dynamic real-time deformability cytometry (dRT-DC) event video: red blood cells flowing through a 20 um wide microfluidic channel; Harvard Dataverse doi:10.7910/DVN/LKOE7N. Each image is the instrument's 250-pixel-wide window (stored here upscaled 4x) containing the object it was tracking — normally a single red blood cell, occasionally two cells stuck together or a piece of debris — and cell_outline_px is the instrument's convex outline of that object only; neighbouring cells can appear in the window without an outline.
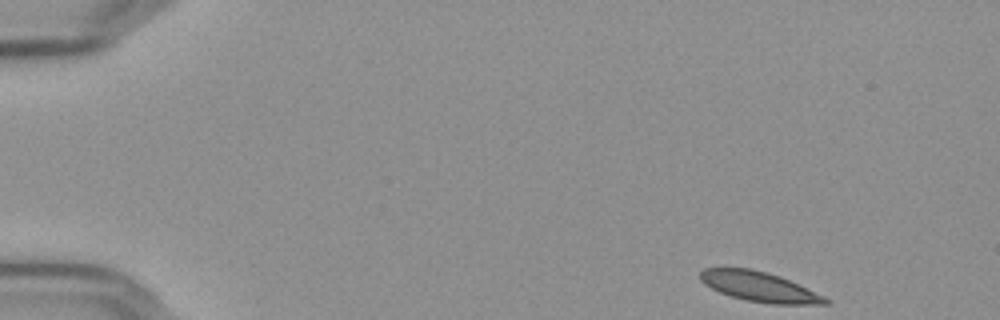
{"species": "Egyptian fruit bat (a non-hibernating species)", "species_latin": "Rousettus aegyptiacus", "temperature_condition": "cold", "stored_images_in_passage": 51, "camera_frame_rate_fps": 3000, "um_per_image_px": 0.085, "frame": {"image": 1, "passage_image": 1, "time_ms": 0.0, "image_size_px": [1000, 320], "cell_outline_px": [[828, 304], [772, 304], [744, 300], [720, 292], [704, 284], [700, 280], [700, 272], [704, 268], [752, 268], [780, 276], [824, 296], [828, 300]], "centroid_in_image_um": [64.51, 24.36], "position_along_channel_um": 20.5, "area_um2": 21.56}}
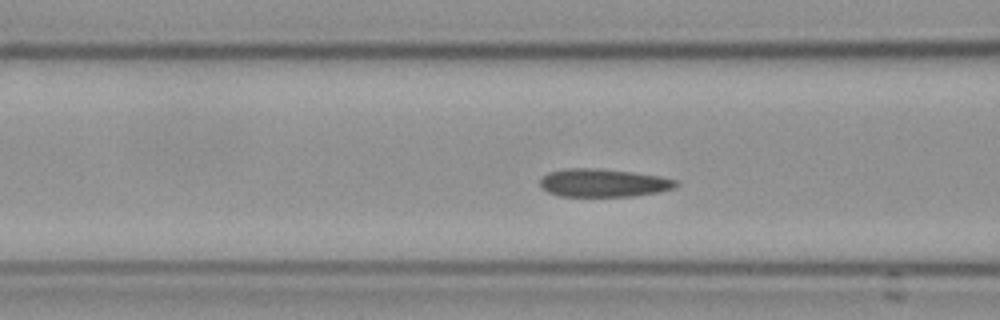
{"frame": {"image": 2, "passage_image": 18, "time_ms": 5.667, "image_size_px": [1000, 320], "cell_outline_px": [[680, 184], [676, 188], [656, 192], [632, 196], [560, 196], [548, 192], [540, 188], [540, 180], [548, 172], [568, 168], [596, 168], [632, 172], [660, 176], [676, 180]], "centroid_in_image_um": [51.28, 15.54], "position_along_channel_um": 115.3, "area_um2": 22.25}}
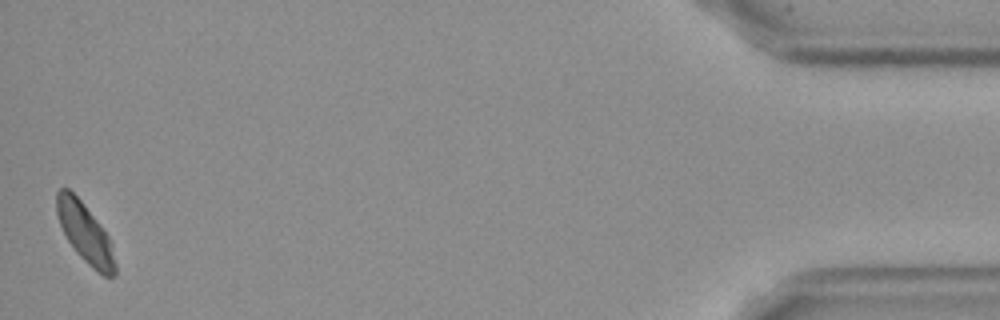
{"frame": {"image": 3, "passage_image": 51, "time_ms": 16.667, "image_size_px": [1000, 320], "cell_outline_px": [[116, 276], [104, 276], [96, 272], [76, 252], [68, 240], [60, 224], [56, 212], [56, 192], [60, 188], [68, 188], [84, 204], [108, 236], [116, 264]], "centroid_in_image_um": [7.22, 19.82], "position_along_channel_um": 428.0, "area_um2": 19.94}, "authors_computed_cell_mechanics": {"area_um2": 22.0218, "velocity_mm_per_s": 3.5979, "shape_relaxation_time_tau1_ms": 7.0055, "shape_relaxation_time_tau2_ms": 1.2874, "deformation_change_tau1": 0.1209, "deformation_change_tau2": 0.0373}}